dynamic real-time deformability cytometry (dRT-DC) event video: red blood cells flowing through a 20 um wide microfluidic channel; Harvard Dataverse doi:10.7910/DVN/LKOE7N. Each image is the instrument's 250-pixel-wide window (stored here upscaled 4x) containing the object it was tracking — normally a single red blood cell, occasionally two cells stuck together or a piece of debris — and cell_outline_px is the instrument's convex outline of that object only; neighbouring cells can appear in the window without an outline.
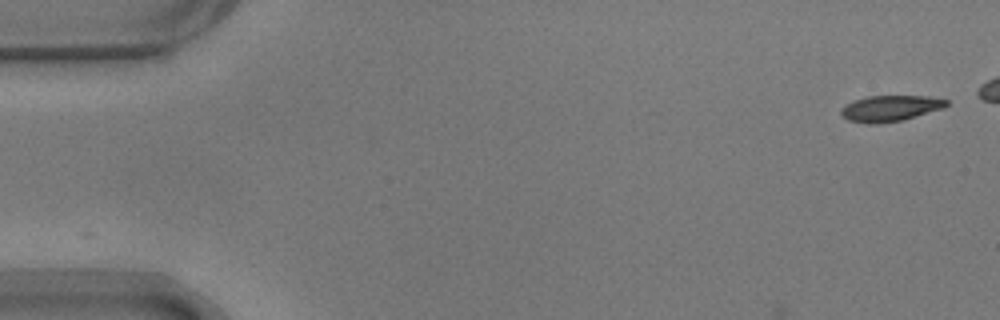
{"species": "common noctule bat (a hibernating species)", "species_latin": "Nyctalus noctula", "temperature_condition": "warm", "stored_images_in_passage": 8, "camera_frame_rate_fps": 3000, "um_per_image_px": 0.085, "animal": {"sex": "male", "body_mass_g": 17.9}, "frame": {"image": 1, "passage_image": 1, "time_ms": 0.0, "image_size_px": [1000, 320], "cell_outline_px": [[948, 104], [944, 108], [904, 120], [876, 124], [868, 124], [848, 120], [840, 112], [840, 108], [856, 100], [868, 96], [928, 96], [948, 100]], "centroid_in_image_um": [75.7, 9.21], "position_along_channel_um": 9.3, "area_um2": 15.9}}